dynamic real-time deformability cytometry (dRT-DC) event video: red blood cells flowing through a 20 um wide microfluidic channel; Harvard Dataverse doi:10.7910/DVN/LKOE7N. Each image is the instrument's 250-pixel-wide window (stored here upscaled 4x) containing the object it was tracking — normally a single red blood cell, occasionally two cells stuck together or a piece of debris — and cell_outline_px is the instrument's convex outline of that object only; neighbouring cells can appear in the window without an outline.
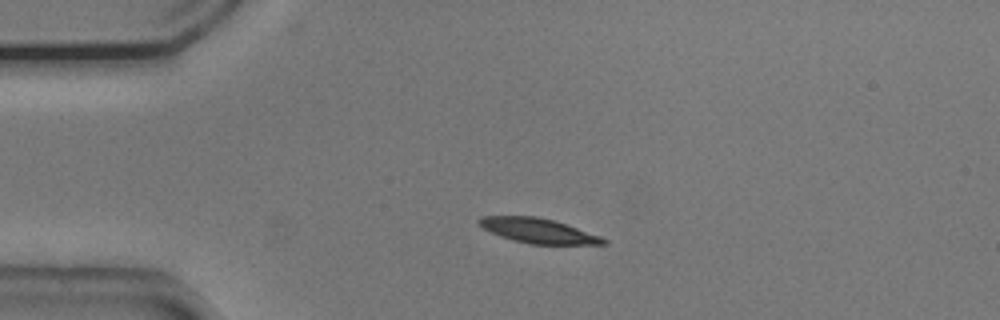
{"species": "common noctule bat (a hibernating species)", "species_latin": "Nyctalus noctula", "temperature_condition": "cold", "stored_images_in_passage": 15, "camera_frame_rate_fps": 3000, "um_per_image_px": 0.085, "animal": {"sex": "male", "body_mass_g": 20.5, "forearm_length_mm": 52.5}, "frame": {"image": 1, "passage_image": 1, "time_ms": 0.0, "image_size_px": [1000, 320], "cell_outline_px": [[608, 244], [532, 244], [512, 240], [500, 236], [476, 224], [476, 220], [480, 216], [536, 216], [552, 220], [600, 236], [608, 240]], "centroid_in_image_um": [45.69, 19.61], "position_along_channel_um": 39.3, "area_um2": 17.74}}
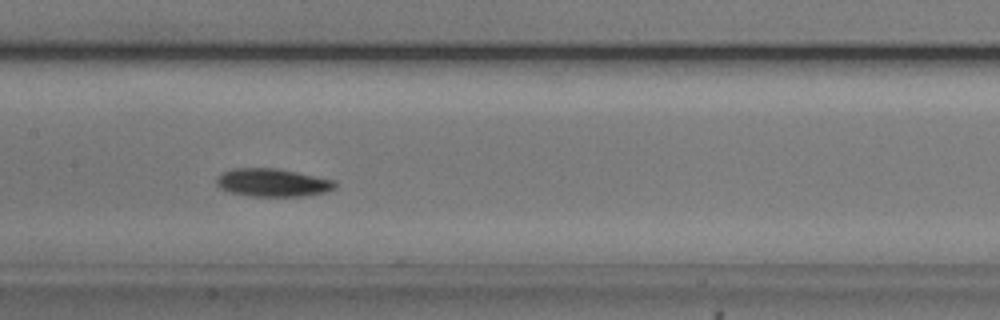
{"frame": {"image": 2, "passage_image": 15, "time_ms": 4.667, "image_size_px": [1000, 320], "cell_outline_px": [[336, 188], [324, 192], [304, 196], [248, 196], [232, 192], [220, 188], [216, 184], [216, 176], [232, 168], [276, 168], [336, 180]], "centroid_in_image_um": [23.17, 15.52], "position_along_channel_um": 184.2, "area_um2": 19.36}}